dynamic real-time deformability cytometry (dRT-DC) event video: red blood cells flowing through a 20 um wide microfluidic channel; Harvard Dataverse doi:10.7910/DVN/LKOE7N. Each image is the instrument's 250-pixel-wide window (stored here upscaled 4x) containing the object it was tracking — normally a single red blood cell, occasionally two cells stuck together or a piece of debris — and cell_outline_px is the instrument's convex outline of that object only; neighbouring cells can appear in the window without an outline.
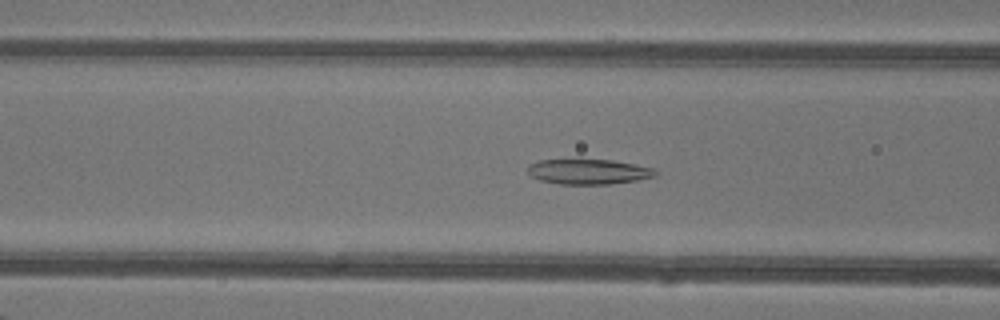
{"species": "common noctule bat (a hibernating species)", "species_latin": "Nyctalus noctula", "temperature_condition": "warm", "stored_images_in_passage": 48, "camera_frame_rate_fps": 3000, "um_per_image_px": 0.085, "animal": {"sex": "female"}, "frame": {"image": 1, "passage_image": 20, "time_ms": 6.333, "image_size_px": [1000, 320], "cell_outline_px": [[660, 172], [656, 176], [636, 180], [608, 184], [560, 184], [540, 180], [532, 176], [528, 172], [528, 164], [540, 160], [612, 160], [636, 164], [656, 168]], "centroid_in_image_um": [50.08, 14.59], "position_along_channel_um": 116.5, "area_um2": 18.73}}
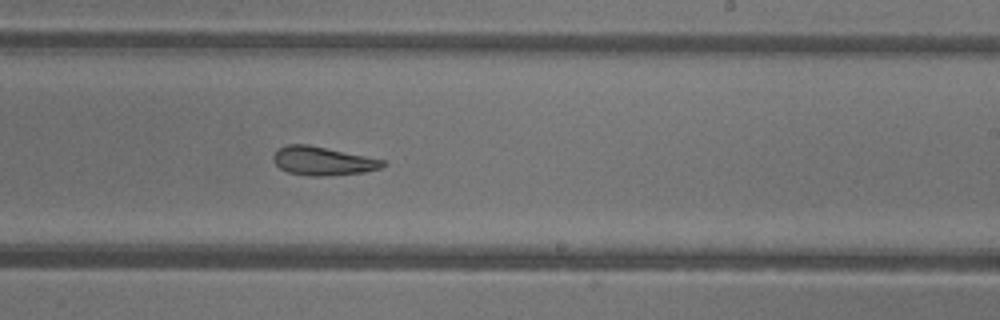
{"frame": {"image": 2, "passage_image": 30, "time_ms": 9.667, "image_size_px": [1000, 320], "cell_outline_px": [[388, 164], [380, 168], [364, 172], [324, 176], [308, 176], [288, 172], [280, 168], [272, 160], [272, 156], [280, 148], [288, 144], [308, 144], [384, 160]], "centroid_in_image_um": [27.43, 13.69], "position_along_channel_um": 261.6, "area_um2": 18.15}}
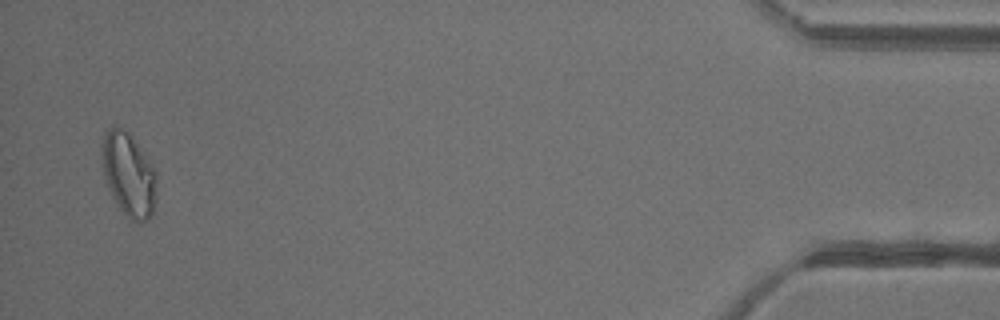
{"frame": {"image": 3, "passage_image": 47, "time_ms": 15.333, "image_size_px": [1000, 320], "cell_outline_px": [[156, 200], [152, 212], [148, 220], [140, 224], [128, 220], [112, 196], [104, 176], [100, 144], [108, 128], [112, 124], [128, 132], [132, 136], [152, 168], [156, 176]], "centroid_in_image_um": [10.91, 14.86], "position_along_channel_um": 424.3, "area_um2": 26.59}, "authors_computed_cell_mechanics": {"area_um2": 21.7617, "velocity_mm_per_s": 4.353, "shape_relaxation_time_tau1_ms": null, "shape_relaxation_time_tau2_ms": 3.404, "deformation_change_tau1": null, "deformation_change_tau2": 0.125}}